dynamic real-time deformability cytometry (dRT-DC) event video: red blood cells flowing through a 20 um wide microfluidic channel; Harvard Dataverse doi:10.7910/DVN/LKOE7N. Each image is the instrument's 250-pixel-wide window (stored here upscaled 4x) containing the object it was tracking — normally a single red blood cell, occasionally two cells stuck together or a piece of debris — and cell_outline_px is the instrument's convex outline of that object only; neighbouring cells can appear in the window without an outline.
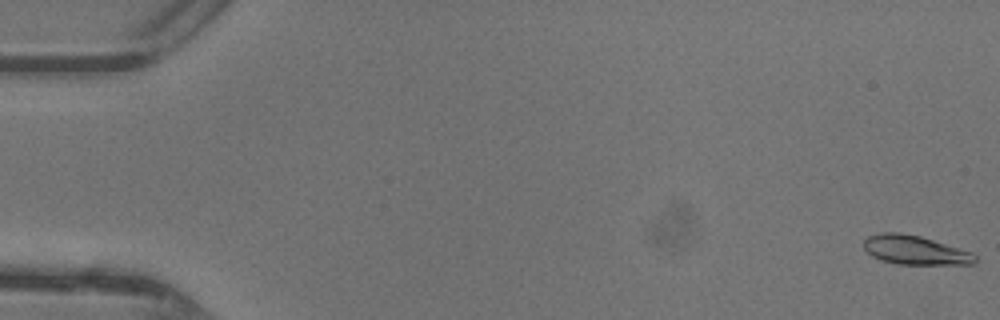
{"species": "common noctule bat (a hibernating species)", "species_latin": "Nyctalus noctula", "temperature_condition": "warm", "stored_images_in_passage": 48, "camera_frame_rate_fps": 3000, "um_per_image_px": 0.085, "animal": {"sex": "female"}, "frame": {"image": 1, "passage_image": 1, "time_ms": 0.0, "image_size_px": [1000, 320], "cell_outline_px": [[976, 260], [972, 264], [896, 264], [880, 260], [872, 256], [864, 248], [864, 240], [868, 236], [880, 232], [900, 232], [920, 236], [972, 252], [976, 256]], "centroid_in_image_um": [77.74, 21.25], "position_along_channel_um": 7.3, "area_um2": 18.79}}
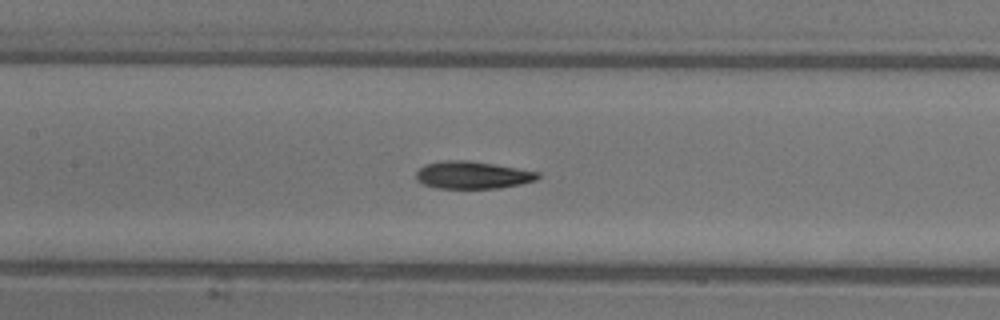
{"frame": {"image": 2, "passage_image": 23, "time_ms": 7.333, "image_size_px": [1000, 320], "cell_outline_px": [[540, 176], [536, 180], [520, 184], [496, 188], [436, 188], [424, 184], [416, 180], [416, 172], [424, 164], [444, 160], [468, 160], [540, 172]], "centroid_in_image_um": [40.13, 14.87], "position_along_channel_um": 167.3, "area_um2": 19.36}}
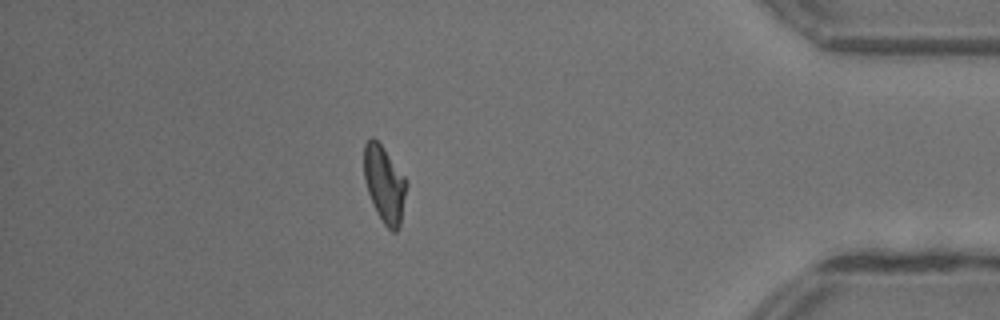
{"frame": {"image": 3, "passage_image": 42, "time_ms": 13.667, "image_size_px": [1000, 320], "cell_outline_px": [[408, 184], [400, 224], [396, 232], [392, 232], [384, 224], [368, 192], [364, 180], [364, 144], [372, 136], [384, 148], [408, 180]], "centroid_in_image_um": [32.7, 15.62], "position_along_channel_um": 402.5, "area_um2": 18.84}, "authors_computed_cell_mechanics": {"area_um2": 19.1318, "velocity_mm_per_s": 4.408, "shape_relaxation_time_tau1_ms": 4.6051, "shape_relaxation_time_tau2_ms": 2.0612, "deformation_change_tau1": 0.187, "deformation_change_tau2": 0.0808}}